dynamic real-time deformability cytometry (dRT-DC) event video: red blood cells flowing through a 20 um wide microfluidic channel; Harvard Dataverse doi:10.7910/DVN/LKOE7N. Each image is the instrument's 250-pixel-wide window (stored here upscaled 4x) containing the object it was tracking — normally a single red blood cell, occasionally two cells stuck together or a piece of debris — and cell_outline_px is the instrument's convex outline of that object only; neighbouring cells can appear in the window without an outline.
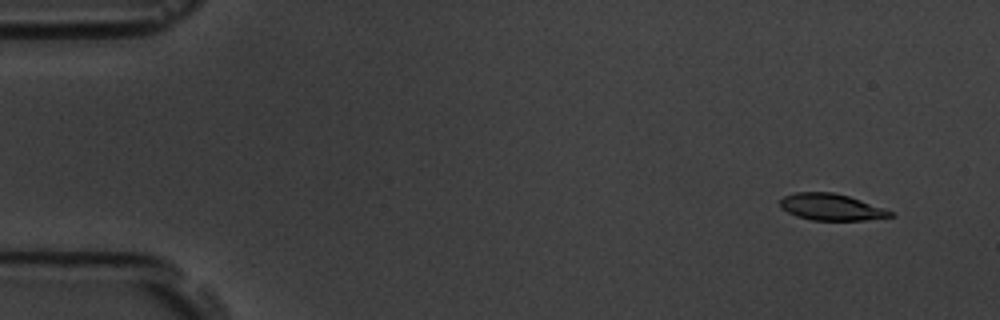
{"species": "common noctule bat (a hibernating species)", "species_latin": "Nyctalus noctula", "temperature_condition": "room temperature", "stored_images_in_passage": 5, "camera_frame_rate_fps": 3000, "um_per_image_px": 0.085, "animal": {"sex": "male", "body_mass_g": 19.5, "forearm_length_mm": 54.6}, "frame": {"image": 1, "passage_image": 2, "time_ms": 1.0, "image_size_px": [1000, 320], "cell_outline_px": [[896, 216], [864, 220], [812, 220], [796, 216], [780, 208], [780, 200], [784, 196], [796, 192], [832, 192], [848, 196], [884, 208], [892, 212]], "centroid_in_image_um": [70.64, 17.6], "position_along_channel_um": 14.4, "area_um2": 16.99}}
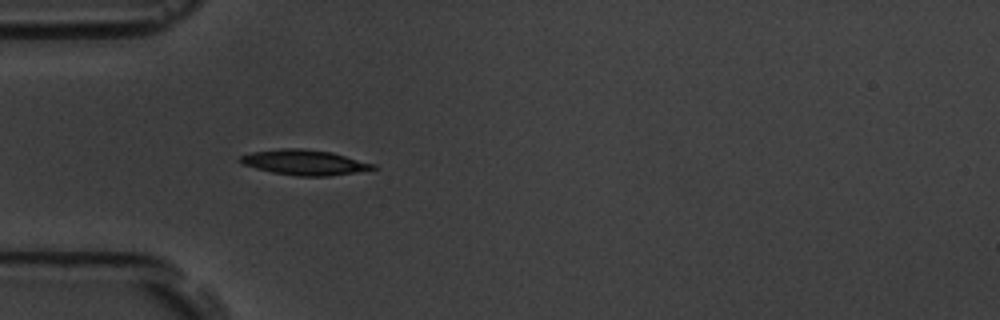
{"frame": {"image": 2, "passage_image": 5, "time_ms": 5.333, "image_size_px": [1000, 320], "cell_outline_px": [[376, 168], [328, 176], [296, 176], [272, 172], [256, 168], [244, 164], [236, 160], [240, 156], [252, 152], [280, 148], [304, 148], [332, 152], [376, 164]], "centroid_in_image_um": [25.85, 13.79], "position_along_channel_um": 59.2, "area_um2": 19.42}}